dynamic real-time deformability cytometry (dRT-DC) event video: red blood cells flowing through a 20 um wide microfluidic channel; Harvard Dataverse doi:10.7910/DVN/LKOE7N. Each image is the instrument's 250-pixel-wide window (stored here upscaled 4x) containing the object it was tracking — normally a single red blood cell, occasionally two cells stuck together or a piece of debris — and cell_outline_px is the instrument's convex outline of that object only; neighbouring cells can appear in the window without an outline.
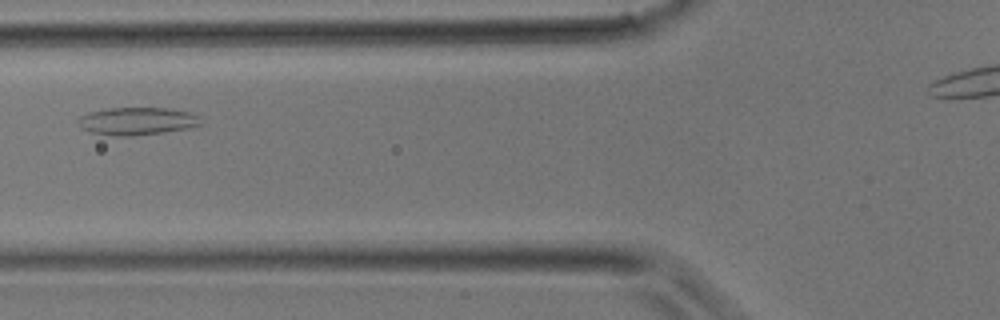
{"species": "common noctule bat (a hibernating species)", "species_latin": "Nyctalus noctula", "temperature_condition": "room temperature", "stored_images_in_passage": 29, "camera_frame_rate_fps": 3000, "um_per_image_px": 0.085, "animal": {"sex": "male", "body_mass_g": 17.9}, "frame": {"image": 1, "passage_image": 9, "time_ms": 2.667, "image_size_px": [1000, 320], "cell_outline_px": [[200, 124], [188, 128], [164, 132], [132, 136], [116, 136], [92, 132], [76, 124], [76, 120], [80, 116], [88, 112], [112, 108], [168, 108], [188, 112], [196, 116]], "centroid_in_image_um": [11.58, 10.29], "position_along_channel_um": 114.2, "area_um2": 19.48}}
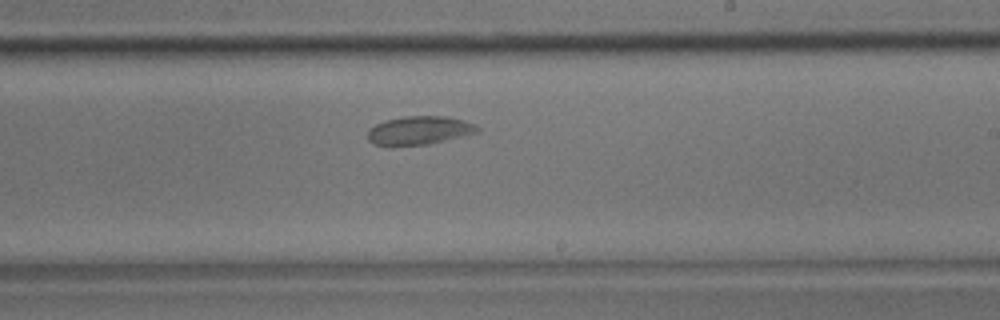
{"frame": {"image": 2, "passage_image": 17, "time_ms": 5.333, "image_size_px": [1000, 320], "cell_outline_px": [[480, 132], [428, 144], [372, 144], [368, 140], [368, 132], [376, 124], [384, 120], [404, 116], [444, 116], [464, 120], [476, 124], [480, 128]], "centroid_in_image_um": [35.7, 11.06], "position_along_channel_um": 253.3, "area_um2": 17.92}}
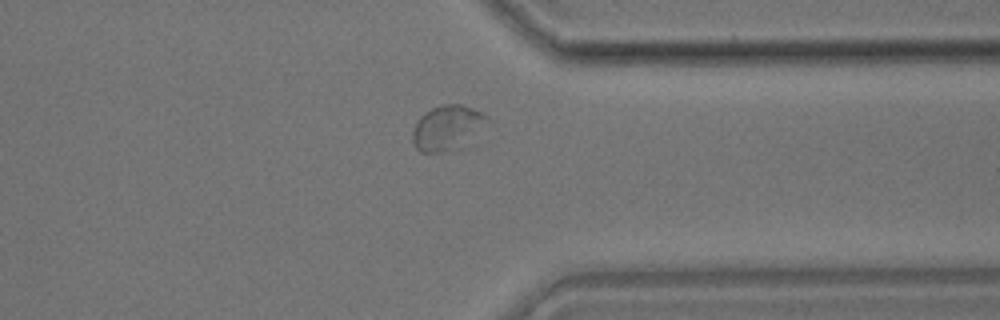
{"frame": {"image": 3, "passage_image": 24, "time_ms": 7.667, "image_size_px": [1000, 320], "cell_outline_px": [[492, 120], [464, 148], [440, 152], [420, 152], [416, 148], [412, 140], [412, 132], [420, 116], [424, 112], [440, 104], [460, 104], [472, 108], [488, 116]], "centroid_in_image_um": [38.07, 10.87], "position_along_channel_um": 373.3, "area_um2": 20.06}}